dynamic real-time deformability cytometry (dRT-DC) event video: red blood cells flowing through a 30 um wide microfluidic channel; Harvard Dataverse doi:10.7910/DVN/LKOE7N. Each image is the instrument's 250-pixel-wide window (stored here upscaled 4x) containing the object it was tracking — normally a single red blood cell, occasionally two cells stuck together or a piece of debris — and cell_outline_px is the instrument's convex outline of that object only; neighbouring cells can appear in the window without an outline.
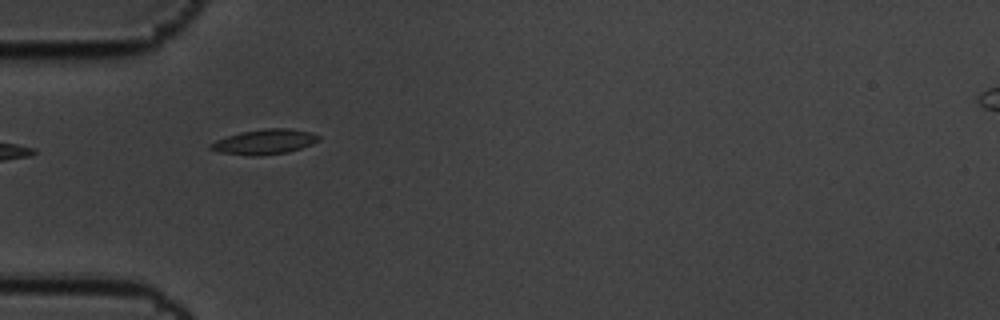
{"species": "common noctule bat (a hibernating species)", "species_latin": "Nyctalus noctula", "temperature_condition": "cold", "stored_images_in_passage": 8, "camera_frame_rate_fps": 3000, "um_per_image_px": 0.085, "animal": {"sex": "male", "body_mass_g": 19.5, "forearm_length_mm": 54.6}, "frame": {"image": 1, "passage_image": 6, "time_ms": 1.667, "image_size_px": [1000, 320], "cell_outline_px": [[320, 140], [312, 144], [288, 152], [260, 156], [248, 156], [220, 152], [208, 148], [208, 144], [216, 140], [240, 132], [264, 128], [288, 128], [312, 132], [320, 136]], "centroid_in_image_um": [22.48, 12.05], "position_along_channel_um": 62.5, "area_um2": 15.9}}
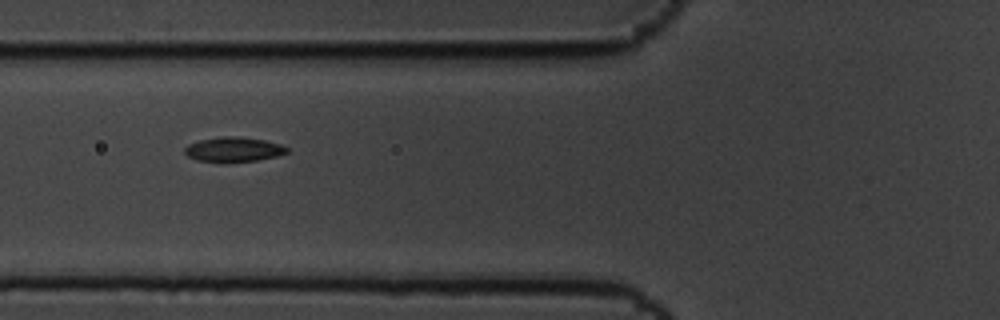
{"frame": {"image": 2, "passage_image": 7, "time_ms": 2.0, "image_size_px": [1000, 320], "cell_outline_px": [[288, 152], [276, 156], [256, 160], [228, 164], [196, 160], [188, 156], [184, 152], [184, 148], [188, 144], [200, 140], [220, 136], [240, 136], [264, 140], [280, 144], [288, 148]], "centroid_in_image_um": [19.82, 12.72], "position_along_channel_um": 106.0, "area_um2": 15.09}}
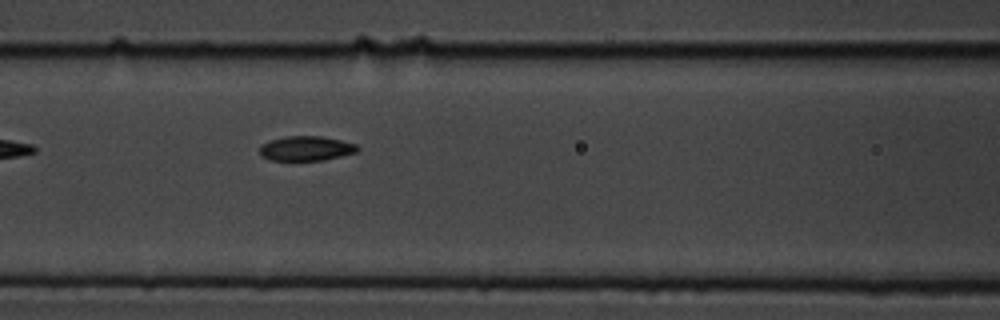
{"frame": {"image": 3, "passage_image": 8, "time_ms": 2.333, "image_size_px": [1000, 320], "cell_outline_px": [[360, 148], [356, 152], [324, 160], [268, 160], [260, 156], [260, 144], [268, 140], [288, 136], [320, 136], [340, 140], [356, 144]], "centroid_in_image_um": [25.97, 12.61], "position_along_channel_um": 140.6, "area_um2": 14.1}}